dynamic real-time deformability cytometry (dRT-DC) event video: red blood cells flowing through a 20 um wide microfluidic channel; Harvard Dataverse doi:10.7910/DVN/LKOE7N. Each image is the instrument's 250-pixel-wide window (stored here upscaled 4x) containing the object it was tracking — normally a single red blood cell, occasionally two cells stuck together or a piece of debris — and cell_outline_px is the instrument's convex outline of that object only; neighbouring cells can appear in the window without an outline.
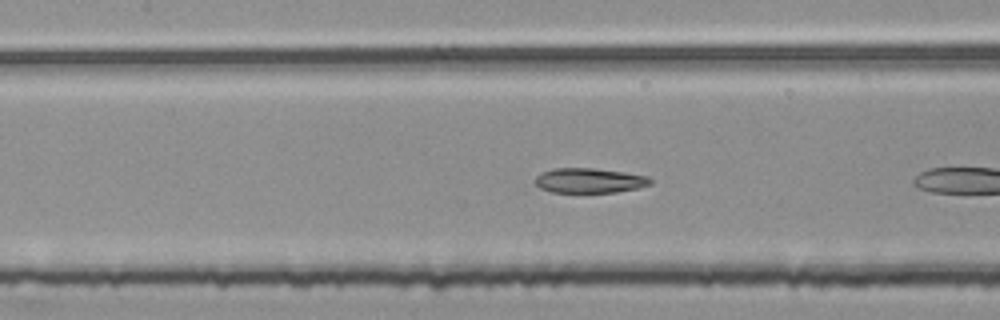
{"species": "common noctule bat (a hibernating species)", "species_latin": "Nyctalus noctula", "temperature_condition": "room temperature", "stored_images_in_passage": 9, "camera_frame_rate_fps": 3000, "um_per_image_px": 0.085, "animal": {"sex": "female", "body_mass_g": 25.1}, "frame": {"image": 1, "passage_image": 8, "time_ms": 2.333, "image_size_px": [1000, 320], "cell_outline_px": [[652, 184], [636, 188], [616, 192], [552, 192], [540, 188], [536, 184], [536, 176], [540, 172], [552, 168], [592, 168], [624, 172], [648, 176], [652, 180]], "centroid_in_image_um": [50.09, 15.34], "position_along_channel_um": 157.3, "area_um2": 16.65}}